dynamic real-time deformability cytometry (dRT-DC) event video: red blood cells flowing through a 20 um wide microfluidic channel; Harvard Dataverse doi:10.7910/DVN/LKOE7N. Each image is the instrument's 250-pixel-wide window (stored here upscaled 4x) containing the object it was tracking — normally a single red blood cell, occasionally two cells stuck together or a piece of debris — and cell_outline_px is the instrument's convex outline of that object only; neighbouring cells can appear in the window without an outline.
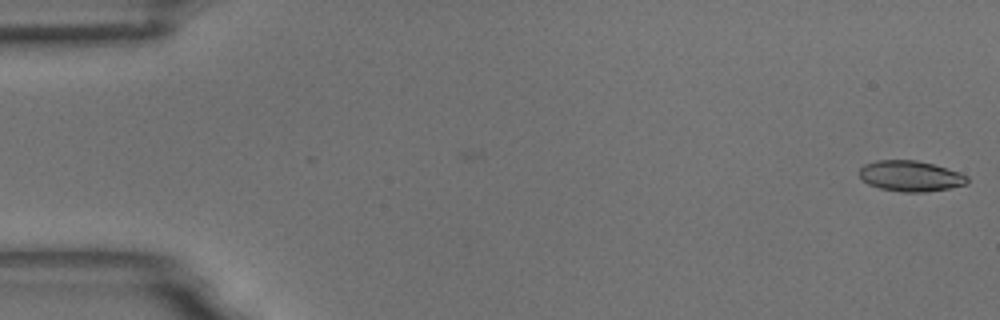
{"species": "common noctule bat (a hibernating species)", "species_latin": "Nyctalus noctula", "temperature_condition": "room temperature", "stored_images_in_passage": 49, "camera_frame_rate_fps": 3000, "um_per_image_px": 0.085, "animal": {"sex": "male", "body_mass_g": 18.8}, "frame": {"image": 1, "passage_image": 1, "time_ms": 0.0, "image_size_px": [1000, 320], "cell_outline_px": [[968, 184], [948, 188], [924, 192], [904, 192], [880, 188], [868, 184], [860, 176], [860, 168], [864, 164], [876, 160], [916, 160], [932, 164], [968, 176]], "centroid_in_image_um": [77.37, 14.96], "position_along_channel_um": 7.6, "area_um2": 19.02}}
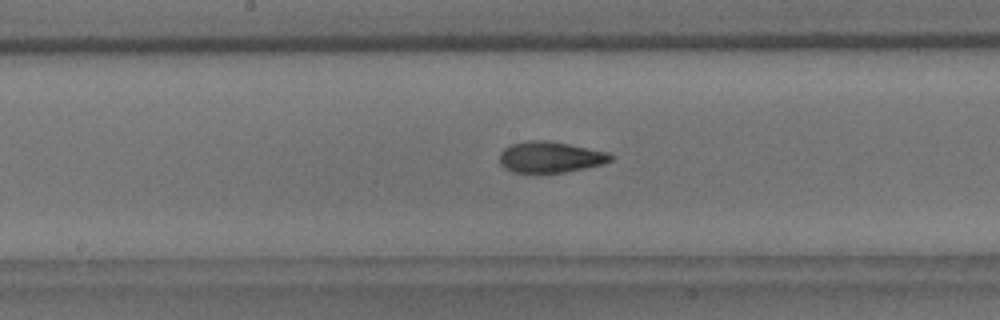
{"frame": {"image": 2, "passage_image": 29, "time_ms": 9.333, "image_size_px": [1000, 320], "cell_outline_px": [[612, 160], [600, 164], [584, 168], [564, 172], [512, 172], [504, 168], [500, 164], [500, 152], [504, 148], [512, 144], [528, 140], [548, 140], [608, 152], [612, 156]], "centroid_in_image_um": [46.73, 13.34], "position_along_channel_um": 201.5, "area_um2": 19.88}}
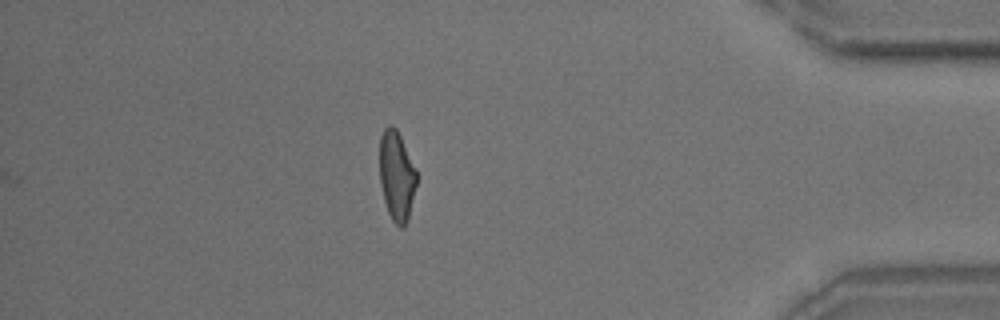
{"frame": {"image": 3, "passage_image": 49, "time_ms": 16.0, "image_size_px": [1000, 320], "cell_outline_px": [[416, 184], [408, 220], [404, 228], [400, 228], [392, 220], [388, 212], [384, 200], [380, 184], [380, 136], [384, 128], [388, 124], [392, 124], [396, 128], [400, 136], [416, 172]], "centroid_in_image_um": [33.69, 14.96], "position_along_channel_um": 401.5, "area_um2": 19.13}, "authors_computed_cell_mechanics": {"area_um2": 19.8832, "velocity_mm_per_s": 3.6002, "shape_relaxation_time_tau1_ms": 7.6153, "shape_relaxation_time_tau2_ms": 2.0235, "deformation_change_tau1": 0.2006, "deformation_change_tau2": 0.0841}}